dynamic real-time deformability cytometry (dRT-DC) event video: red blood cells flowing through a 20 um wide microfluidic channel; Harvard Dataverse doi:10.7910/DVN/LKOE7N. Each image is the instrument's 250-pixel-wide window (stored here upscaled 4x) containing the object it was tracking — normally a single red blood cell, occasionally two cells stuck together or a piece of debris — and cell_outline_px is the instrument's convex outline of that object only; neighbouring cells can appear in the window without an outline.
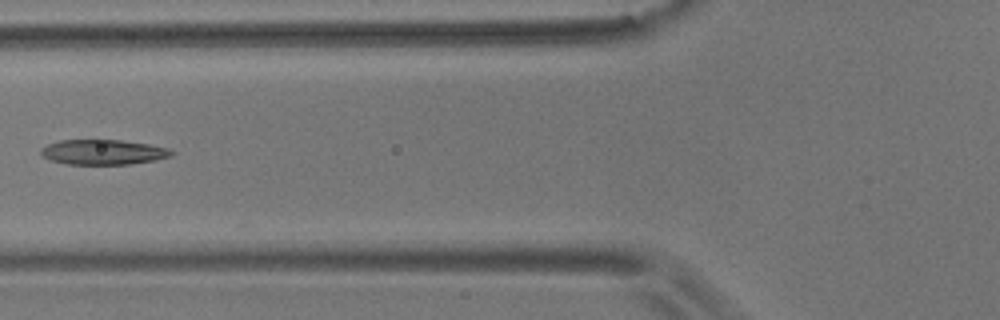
{"species": "common noctule bat (a hibernating species)", "species_latin": "Nyctalus noctula", "temperature_condition": "room temperature", "stored_images_in_passage": 9, "camera_frame_rate_fps": 3000, "um_per_image_px": 0.085, "animal": {"sex": "male", "body_mass_g": 17.9}, "frame": {"image": 1, "passage_image": 6, "time_ms": 1.667, "image_size_px": [1000, 320], "cell_outline_px": [[176, 152], [172, 156], [156, 160], [132, 164], [64, 164], [40, 156], [40, 148], [48, 144], [60, 140], [120, 140], [148, 144], [168, 148]], "centroid_in_image_um": [8.77, 12.93], "position_along_channel_um": 117.0, "area_um2": 19.19}}
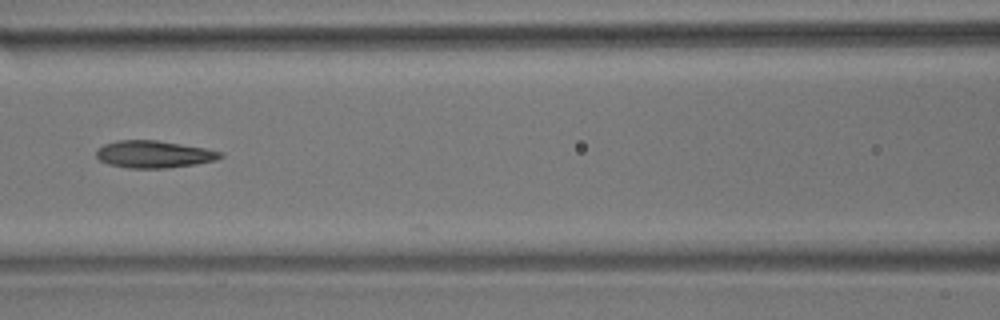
{"frame": {"image": 2, "passage_image": 7, "time_ms": 2.0, "image_size_px": [1000, 320], "cell_outline_px": [[224, 156], [216, 160], [196, 164], [168, 168], [128, 168], [108, 164], [100, 160], [96, 156], [96, 152], [104, 144], [116, 140], [156, 140], [204, 148], [224, 152]], "centroid_in_image_um": [13.1, 13.11], "position_along_channel_um": 153.5, "area_um2": 19.65}}
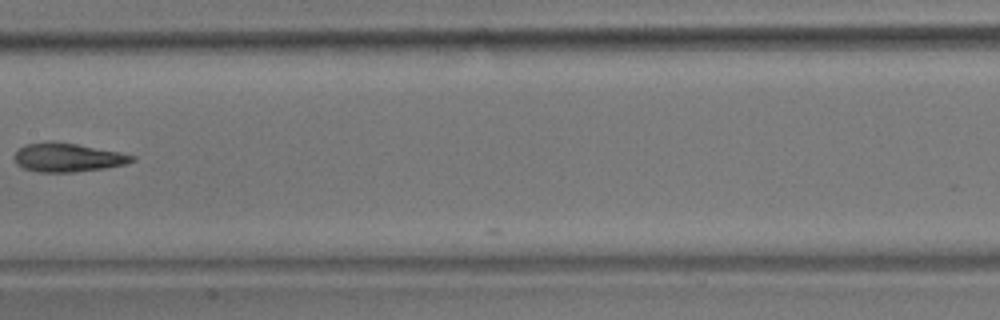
{"frame": {"image": 3, "passage_image": 8, "time_ms": 2.333, "image_size_px": [1000, 320], "cell_outline_px": [[136, 160], [124, 164], [104, 168], [76, 172], [40, 172], [24, 168], [16, 164], [12, 156], [24, 144], [48, 140], [52, 140], [76, 144], [120, 152], [136, 156]], "centroid_in_image_um": [5.71, 13.37], "position_along_channel_um": 201.7, "area_um2": 19.88}}